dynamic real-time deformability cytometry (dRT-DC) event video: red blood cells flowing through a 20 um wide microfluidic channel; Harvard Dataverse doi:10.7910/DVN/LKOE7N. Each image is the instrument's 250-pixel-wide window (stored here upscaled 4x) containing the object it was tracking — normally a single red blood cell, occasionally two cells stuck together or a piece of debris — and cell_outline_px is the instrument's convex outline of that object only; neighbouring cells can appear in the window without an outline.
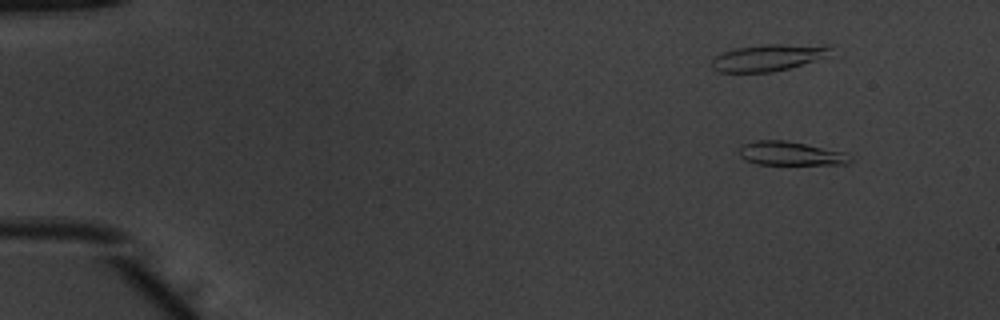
{"species": "common noctule bat (a hibernating species)", "species_latin": "Nyctalus noctula", "temperature_condition": "warm", "stored_images_in_passage": 16, "camera_frame_rate_fps": 3000, "um_per_image_px": 0.085, "animal": {"sex": "male", "body_mass_g": 20.1, "forearm_length_mm": 53.5}, "frame": {"image": 1, "passage_image": 7, "time_ms": 2.0, "image_size_px": [1000, 320], "cell_outline_px": [[852, 160], [848, 164], [756, 164], [740, 156], [740, 148], [744, 144], [756, 140], [784, 140], [844, 152], [852, 156]], "centroid_in_image_um": [67.23, 13.05], "position_along_channel_um": 17.8, "area_um2": 15.14}}